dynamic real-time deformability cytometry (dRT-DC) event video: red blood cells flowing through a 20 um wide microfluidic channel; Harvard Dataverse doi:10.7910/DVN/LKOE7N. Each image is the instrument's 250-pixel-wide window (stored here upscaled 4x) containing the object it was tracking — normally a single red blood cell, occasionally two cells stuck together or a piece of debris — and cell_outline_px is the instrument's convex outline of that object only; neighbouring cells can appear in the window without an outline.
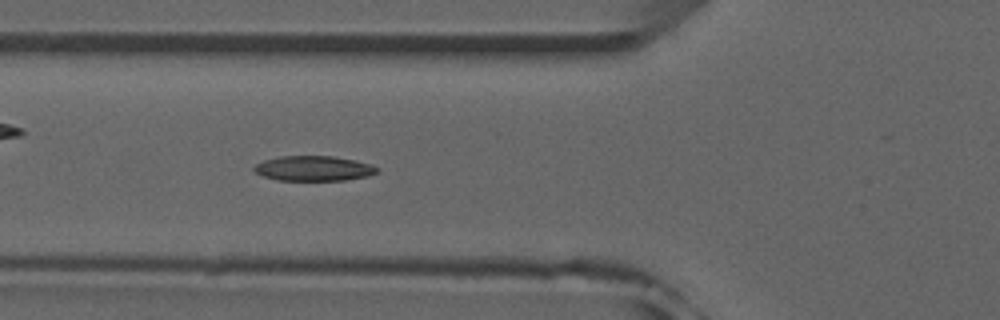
{"species": "common noctule bat (a hibernating species)", "species_latin": "Nyctalus noctula", "temperature_condition": "room temperature", "stored_images_in_passage": 40, "camera_frame_rate_fps": 3000, "um_per_image_px": 0.085, "animal": {"sex": "male", "forearm_length_mm": 52.5}, "frame": {"image": 1, "passage_image": 17, "time_ms": 5.333, "image_size_px": [1000, 320], "cell_outline_px": [[380, 172], [368, 176], [344, 180], [276, 180], [264, 176], [256, 172], [252, 168], [256, 164], [264, 160], [280, 156], [332, 156], [356, 160], [372, 164], [380, 168]], "centroid_in_image_um": [26.71, 14.31], "position_along_channel_um": 99.1, "area_um2": 18.03}}